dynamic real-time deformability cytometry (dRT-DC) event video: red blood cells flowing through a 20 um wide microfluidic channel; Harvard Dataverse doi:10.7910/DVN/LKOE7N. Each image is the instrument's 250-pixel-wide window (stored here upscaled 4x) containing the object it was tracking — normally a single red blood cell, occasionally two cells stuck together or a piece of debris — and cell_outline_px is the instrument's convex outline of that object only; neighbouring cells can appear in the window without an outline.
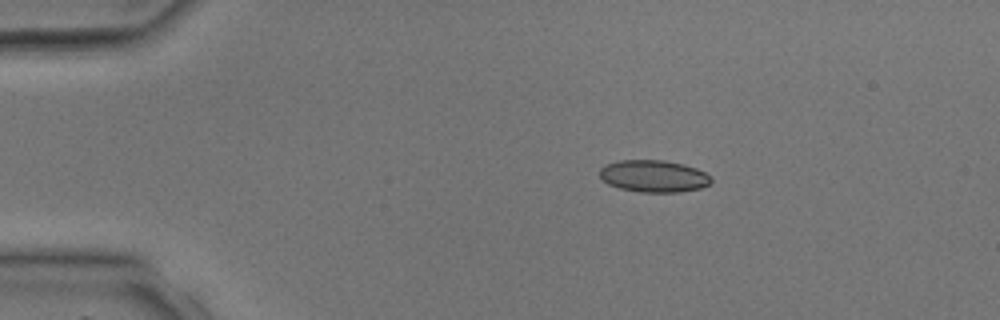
{"species": "common noctule bat (a hibernating species)", "species_latin": "Nyctalus noctula", "temperature_condition": "room temperature", "stored_images_in_passage": 2, "camera_frame_rate_fps": 3000, "um_per_image_px": 0.085, "animal": {"sex": "male", "body_mass_g": 17.9, "forearm_length_mm": 54.2}, "frame": {"image": 1, "passage_image": 1, "time_ms": 0.0, "image_size_px": [1000, 320], "cell_outline_px": [[712, 180], [708, 184], [700, 188], [680, 192], [640, 192], [620, 188], [608, 184], [600, 176], [600, 168], [604, 164], [620, 160], [664, 160], [684, 164], [696, 168], [712, 176]], "centroid_in_image_um": [55.56, 14.96], "position_along_channel_um": 29.4, "area_um2": 20.87}}